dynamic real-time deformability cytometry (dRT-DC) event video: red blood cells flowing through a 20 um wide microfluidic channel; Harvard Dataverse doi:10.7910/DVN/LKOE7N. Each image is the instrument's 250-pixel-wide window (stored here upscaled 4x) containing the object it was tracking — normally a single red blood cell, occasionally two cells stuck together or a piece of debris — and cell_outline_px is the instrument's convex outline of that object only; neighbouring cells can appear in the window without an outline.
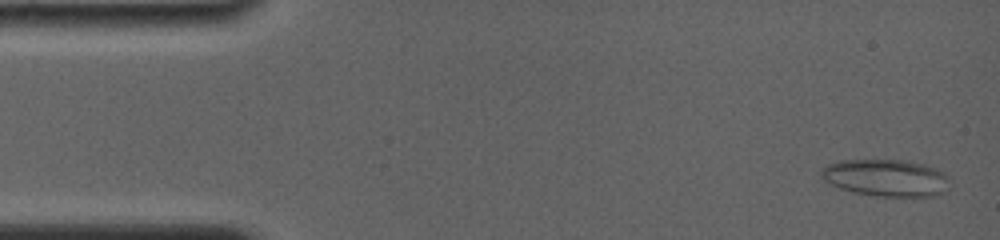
{"species": "common noctule bat (a hibernating species)", "species_latin": "Nyctalus noctula", "temperature_condition": "room temperature", "stored_images_in_passage": 16, "camera_frame_rate_fps": 4000, "um_per_image_px": 0.085, "animal": {"sex": "female", "body_mass_g": 19.0, "forearm_length_mm": 56.7}, "frame": {"image": 1, "passage_image": 2, "time_ms": 0.25, "image_size_px": [1000, 240], "cell_outline_px": [[948, 188], [944, 192], [936, 196], [876, 196], [852, 192], [840, 188], [824, 180], [820, 176], [820, 172], [828, 164], [836, 160], [904, 160], [924, 164], [936, 168], [944, 172], [948, 176]], "centroid_in_image_um": [75.32, 15.11], "position_along_channel_um": 9.7, "area_um2": 27.86}}
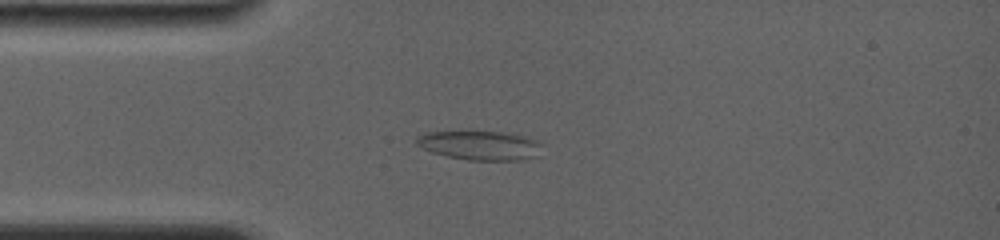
{"frame": {"image": 2, "passage_image": 11, "time_ms": 3.75, "image_size_px": [1000, 240], "cell_outline_px": [[544, 144], [540, 156], [520, 160], [468, 160], [448, 156], [432, 152], [416, 144], [416, 136], [424, 132], [500, 132], [524, 136], [536, 140]], "centroid_in_image_um": [40.86, 12.36], "position_along_channel_um": 44.1, "area_um2": 21.39}}